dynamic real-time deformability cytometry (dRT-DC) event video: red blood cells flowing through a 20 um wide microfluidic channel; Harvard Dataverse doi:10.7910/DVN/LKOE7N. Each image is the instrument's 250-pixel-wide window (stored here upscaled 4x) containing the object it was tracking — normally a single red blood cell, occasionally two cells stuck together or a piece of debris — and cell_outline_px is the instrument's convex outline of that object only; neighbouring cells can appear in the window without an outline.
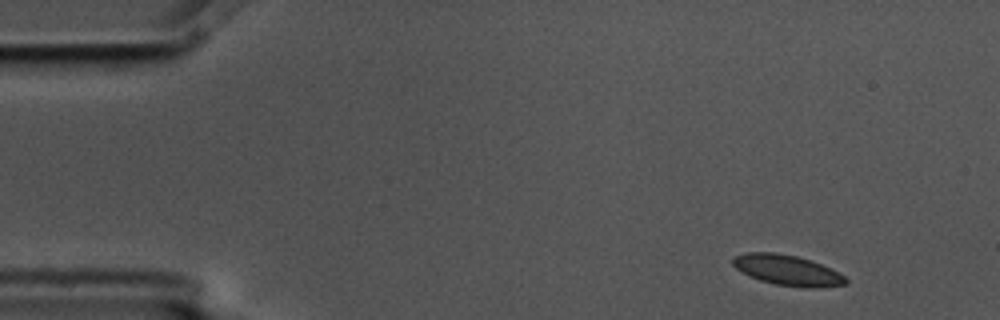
{"species": "common noctule bat (a hibernating species)", "species_latin": "Nyctalus noctula", "temperature_condition": "cold", "stored_images_in_passage": 5, "camera_frame_rate_fps": 3000, "um_per_image_px": 0.085, "animal": {"sex": "male", "body_mass_g": 17.5, "forearm_length_mm": 52.3}, "frame": {"image": 1, "passage_image": 1, "time_ms": 0.0, "image_size_px": [1000, 320], "cell_outline_px": [[848, 280], [844, 284], [812, 288], [776, 284], [760, 280], [736, 268], [732, 264], [732, 256], [744, 252], [776, 252], [796, 256], [820, 264], [844, 276]], "centroid_in_image_um": [66.86, 22.94], "position_along_channel_um": 18.1, "area_um2": 19.54}}
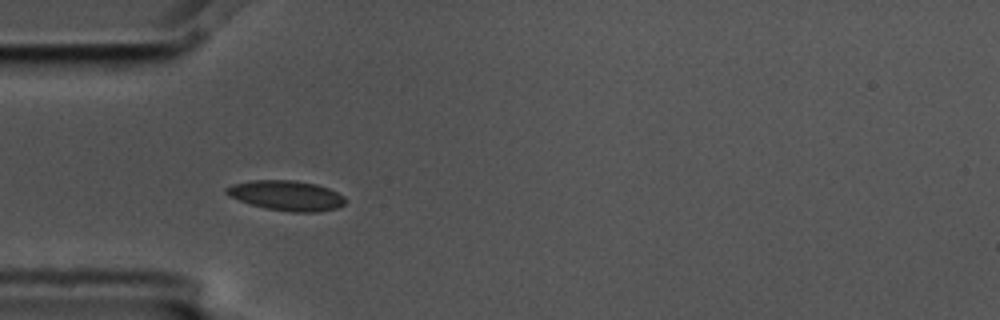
{"frame": {"image": 2, "passage_image": 4, "time_ms": 1.0, "image_size_px": [1000, 320], "cell_outline_px": [[348, 200], [344, 204], [336, 208], [316, 212], [292, 212], [264, 208], [228, 196], [224, 192], [224, 188], [232, 184], [252, 180], [296, 180], [316, 184], [328, 188], [344, 196]], "centroid_in_image_um": [24.34, 16.61], "position_along_channel_um": 60.7, "area_um2": 20.87}}